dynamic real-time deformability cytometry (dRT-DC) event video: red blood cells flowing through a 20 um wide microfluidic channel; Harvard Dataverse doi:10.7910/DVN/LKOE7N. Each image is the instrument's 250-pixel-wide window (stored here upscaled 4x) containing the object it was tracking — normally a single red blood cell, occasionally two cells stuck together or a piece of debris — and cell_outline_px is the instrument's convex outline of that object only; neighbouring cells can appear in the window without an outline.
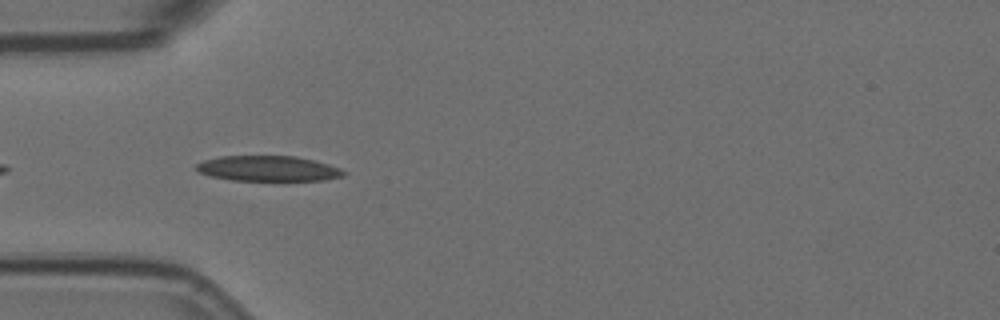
{"species": "Egyptian fruit bat (a non-hibernating species)", "species_latin": "Rousettus aegyptiacus", "temperature_condition": "room temperature", "stored_images_in_passage": 3, "camera_frame_rate_fps": 3000, "um_per_image_px": 0.085, "animal": {"sex": "female"}, "frame": {"image": 1, "passage_image": 2, "time_ms": 0.333, "image_size_px": [1000, 320], "cell_outline_px": [[348, 172], [344, 176], [324, 180], [232, 180], [212, 176], [196, 172], [196, 164], [204, 160], [220, 156], [296, 156], [328, 164], [340, 168]], "centroid_in_image_um": [22.79, 14.32], "position_along_channel_um": 62.2, "area_um2": 21.73}}
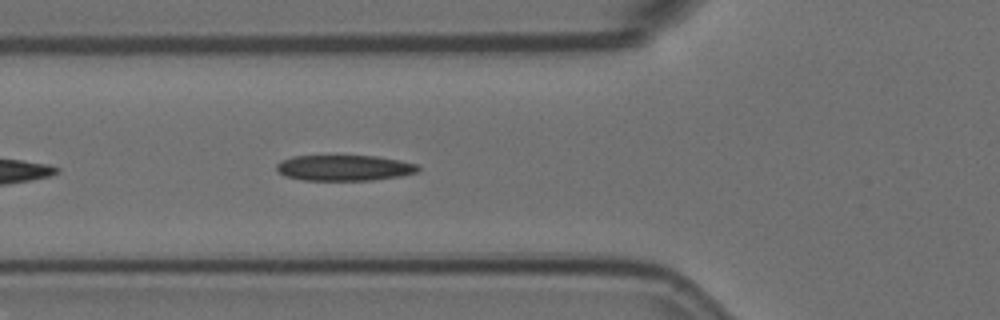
{"frame": {"image": 2, "passage_image": 3, "time_ms": 0.667, "image_size_px": [1000, 320], "cell_outline_px": [[420, 172], [400, 176], [372, 180], [304, 180], [284, 176], [276, 168], [276, 164], [280, 160], [292, 156], [376, 156], [400, 160], [420, 164]], "centroid_in_image_um": [29.3, 14.26], "position_along_channel_um": 96.5, "area_um2": 21.39}}